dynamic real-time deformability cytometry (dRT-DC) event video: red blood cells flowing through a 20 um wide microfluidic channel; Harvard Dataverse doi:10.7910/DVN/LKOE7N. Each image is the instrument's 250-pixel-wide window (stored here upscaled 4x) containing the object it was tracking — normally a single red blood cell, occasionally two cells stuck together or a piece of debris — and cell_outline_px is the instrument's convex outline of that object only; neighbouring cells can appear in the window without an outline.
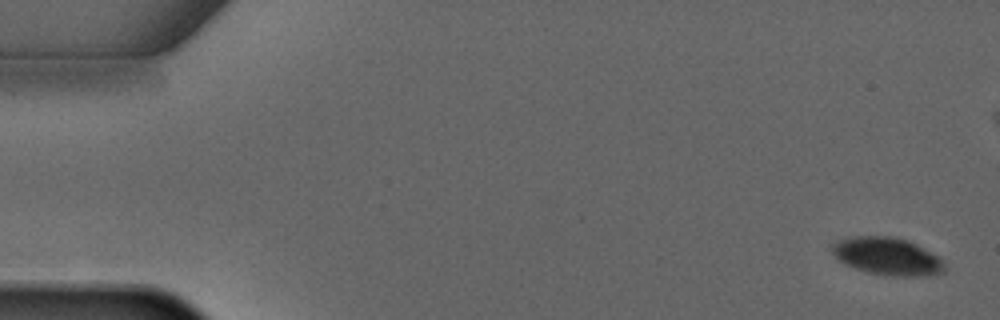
{"species": "common noctule bat (a hibernating species)", "species_latin": "Nyctalus noctula", "temperature_condition": "warm", "stored_images_in_passage": 6, "segment_of_instrument_passage": [1, 2], "camera_frame_rate_fps": 3000, "um_per_image_px": 0.085, "animal": {"sex": "male", "forearm_length_mm": 52.5}, "frame": {"image": 1, "passage_image": 1, "time_ms": 0.0, "image_size_px": [1000, 320], "cell_outline_px": [[944, 272], [928, 276], [892, 276], [868, 272], [844, 264], [828, 248], [828, 244], [840, 240], [856, 236], [892, 236], [908, 240], [940, 256], [944, 264]], "centroid_in_image_um": [75.42, 21.78], "position_along_channel_um": 9.6, "area_um2": 24.8}}